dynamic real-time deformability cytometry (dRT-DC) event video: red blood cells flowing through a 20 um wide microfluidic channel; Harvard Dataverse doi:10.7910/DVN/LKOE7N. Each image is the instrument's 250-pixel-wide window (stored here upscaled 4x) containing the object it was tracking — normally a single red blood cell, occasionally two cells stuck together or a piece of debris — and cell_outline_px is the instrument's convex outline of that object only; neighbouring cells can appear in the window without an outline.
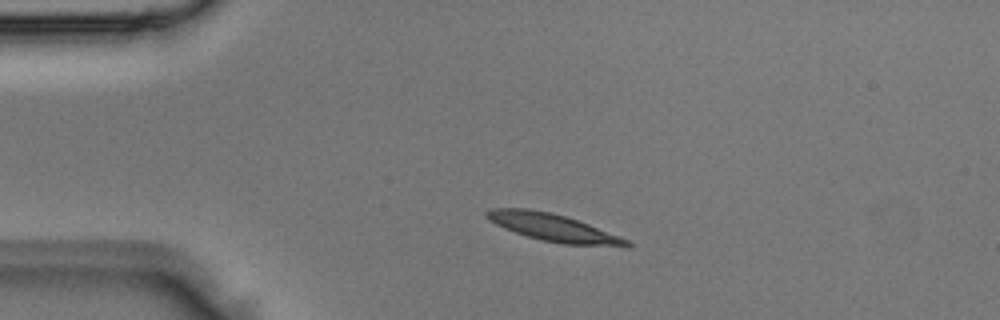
{"species": "Egyptian fruit bat (a non-hibernating species)", "species_latin": "Rousettus aegyptiacus", "temperature_condition": "room temperature", "stored_images_in_passage": 3, "camera_frame_rate_fps": 3000, "um_per_image_px": 0.085, "animal": {"sex": "male"}, "frame": {"image": 1, "passage_image": 2, "time_ms": 0.333, "image_size_px": [1000, 320], "cell_outline_px": [[632, 244], [628, 248], [564, 244], [544, 240], [528, 236], [504, 228], [496, 224], [484, 216], [484, 212], [492, 208], [528, 208], [548, 212], [564, 216], [588, 224], [620, 236], [628, 240]], "centroid_in_image_um": [47.08, 19.36], "position_along_channel_um": 37.9, "area_um2": 22.31}}